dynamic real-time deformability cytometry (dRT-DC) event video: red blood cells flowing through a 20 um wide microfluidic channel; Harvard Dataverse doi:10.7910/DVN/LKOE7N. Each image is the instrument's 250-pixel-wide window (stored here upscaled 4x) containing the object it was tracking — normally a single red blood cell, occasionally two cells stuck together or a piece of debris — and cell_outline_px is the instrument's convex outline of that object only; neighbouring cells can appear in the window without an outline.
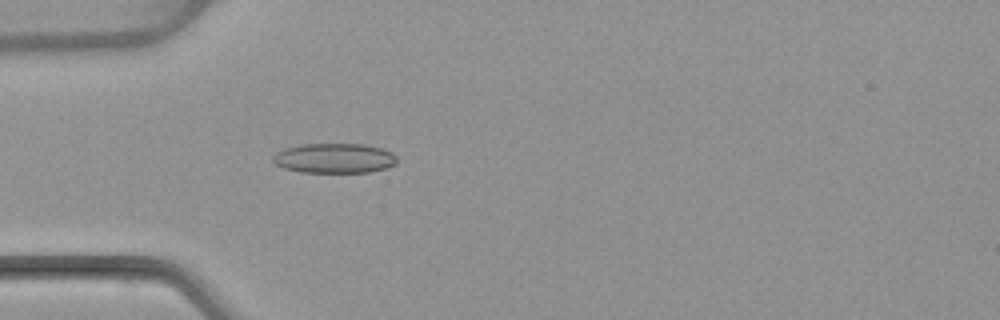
{"species": "common noctule bat (a hibernating species)", "species_latin": "Nyctalus noctula", "temperature_condition": "warm", "stored_images_in_passage": 5, "camera_frame_rate_fps": 3000, "um_per_image_px": 0.085, "animal": {"sex": "female", "body_mass_g": 22.7, "forearm_length_mm": 54.2}, "frame": {"image": 1, "passage_image": 5, "time_ms": 5.0, "image_size_px": [1000, 320], "cell_outline_px": [[396, 164], [384, 168], [368, 172], [300, 172], [284, 168], [276, 164], [272, 160], [272, 156], [276, 152], [284, 148], [300, 144], [364, 144], [380, 148], [392, 152], [396, 156]], "centroid_in_image_um": [28.39, 13.44], "position_along_channel_um": 56.6, "area_um2": 21.56}}